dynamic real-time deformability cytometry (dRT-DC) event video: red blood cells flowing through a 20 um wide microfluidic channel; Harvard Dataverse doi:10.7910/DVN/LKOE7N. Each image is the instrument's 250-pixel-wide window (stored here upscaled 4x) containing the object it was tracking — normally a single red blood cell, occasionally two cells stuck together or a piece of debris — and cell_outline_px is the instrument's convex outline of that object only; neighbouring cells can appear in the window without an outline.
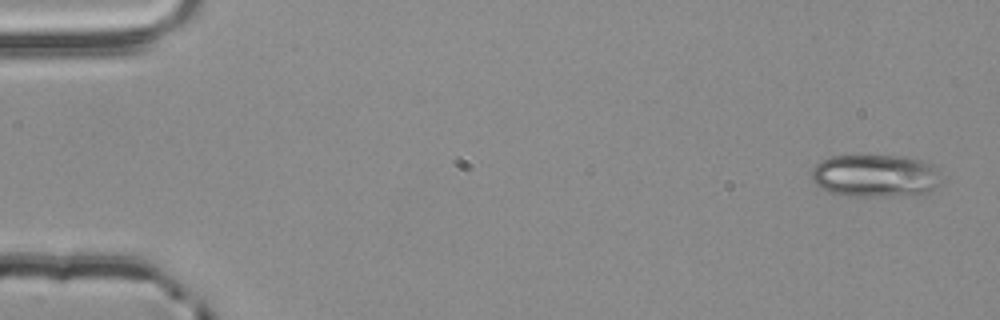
{"species": "common noctule bat (a hibernating species)", "species_latin": "Nyctalus noctula", "temperature_condition": "room temperature", "stored_images_in_passage": 4, "camera_frame_rate_fps": 3000, "um_per_image_px": 0.085, "animal": {"sex": "male", "body_mass_g": 20.4}, "frame": {"image": 1, "passage_image": 1, "time_ms": 0.0, "image_size_px": [1000, 320], "cell_outline_px": [[940, 184], [924, 196], [852, 196], [828, 192], [816, 184], [812, 180], [812, 168], [820, 160], [832, 156], [904, 156], [924, 160], [932, 164], [940, 172]], "centroid_in_image_um": [74.46, 14.95], "position_along_channel_um": 10.5, "area_um2": 32.89}}